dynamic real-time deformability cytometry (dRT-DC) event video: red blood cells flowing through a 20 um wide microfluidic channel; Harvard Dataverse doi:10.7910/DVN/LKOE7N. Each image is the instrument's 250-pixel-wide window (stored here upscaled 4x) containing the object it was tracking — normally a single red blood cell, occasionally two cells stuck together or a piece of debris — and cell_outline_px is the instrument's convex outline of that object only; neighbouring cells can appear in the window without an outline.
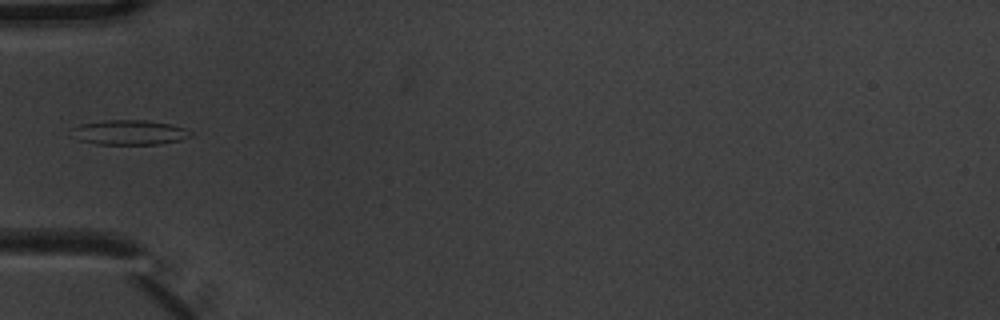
{"species": "common noctule bat (a hibernating species)", "species_latin": "Nyctalus noctula", "temperature_condition": "warm", "stored_images_in_passage": 6, "camera_frame_rate_fps": 3000, "um_per_image_px": 0.085, "animal": {"sex": "male", "body_mass_g": 20.1, "forearm_length_mm": 53.5}, "frame": {"image": 1, "passage_image": 5, "time_ms": 1.333, "image_size_px": [1000, 320], "cell_outline_px": [[192, 136], [180, 140], [160, 144], [96, 144], [80, 140], [72, 128], [80, 124], [104, 120], [148, 120], [168, 124], [184, 128], [192, 132]], "centroid_in_image_um": [11.05, 11.25], "position_along_channel_um": 74.0, "area_um2": 16.94}}
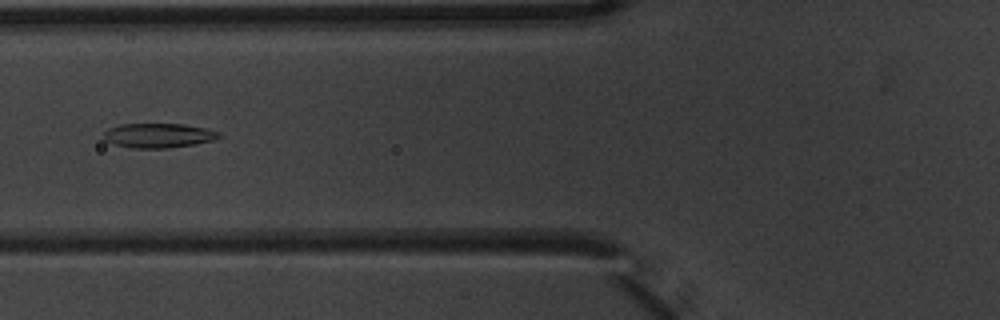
{"frame": {"image": 2, "passage_image": 6, "time_ms": 1.667, "image_size_px": [1000, 320], "cell_outline_px": [[220, 136], [212, 140], [196, 144], [168, 148], [132, 148], [116, 144], [104, 140], [104, 132], [108, 128], [120, 124], [184, 124], [204, 128], [220, 132]], "centroid_in_image_um": [13.45, 11.51], "position_along_channel_um": 112.3, "area_um2": 16.36}}